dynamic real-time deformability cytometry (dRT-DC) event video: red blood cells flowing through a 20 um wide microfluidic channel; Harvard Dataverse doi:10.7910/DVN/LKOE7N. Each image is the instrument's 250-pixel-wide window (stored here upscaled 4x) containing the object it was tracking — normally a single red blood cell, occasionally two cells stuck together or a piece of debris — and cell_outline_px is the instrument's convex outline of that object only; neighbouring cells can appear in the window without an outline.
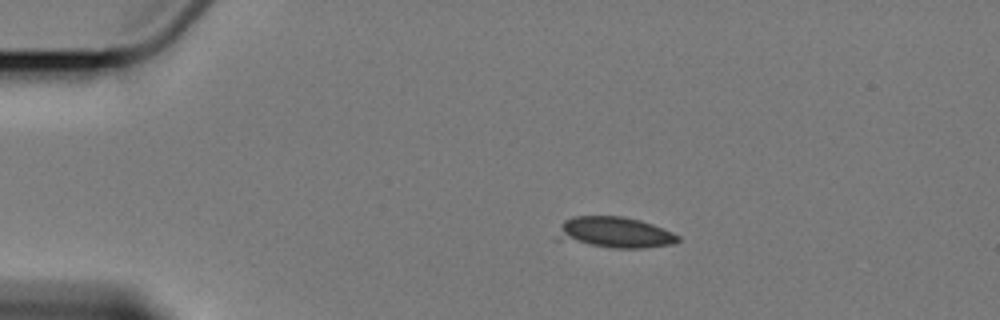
{"species": "Egyptian fruit bat (a non-hibernating species)", "species_latin": "Rousettus aegyptiacus", "temperature_condition": "cold", "stored_images_in_passage": 9, "camera_frame_rate_fps": 3000, "um_per_image_px": 0.085, "animal": {"sex": "female"}, "frame": {"image": 1, "passage_image": 2, "time_ms": 2.333, "image_size_px": [1000, 320], "cell_outline_px": [[680, 240], [676, 244], [644, 248], [612, 248], [556, 240], [552, 236], [564, 220], [572, 216], [624, 216], [640, 220], [652, 224], [672, 232], [680, 236]], "centroid_in_image_um": [52.19, 19.76], "position_along_channel_um": 32.8, "area_um2": 22.37}}
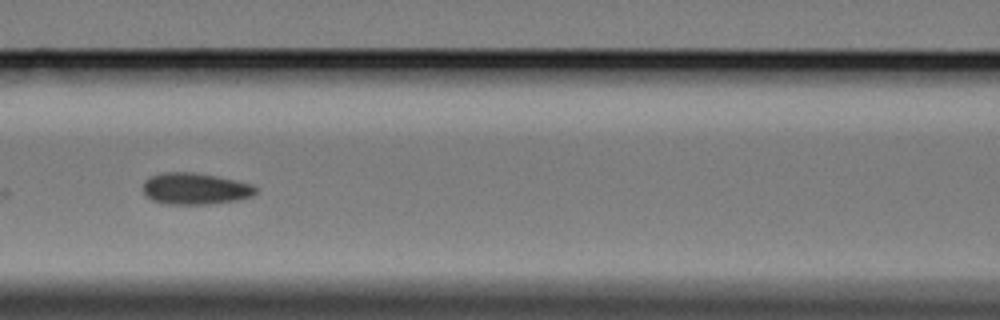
{"frame": {"image": 2, "passage_image": 6, "time_ms": 7.333, "image_size_px": [1000, 320], "cell_outline_px": [[260, 188], [252, 196], [236, 200], [208, 204], [164, 204], [152, 200], [144, 196], [144, 180], [152, 176], [164, 172], [192, 172], [216, 176], [252, 184]], "centroid_in_image_um": [16.59, 16.04], "position_along_channel_um": 150.0, "area_um2": 20.75}}
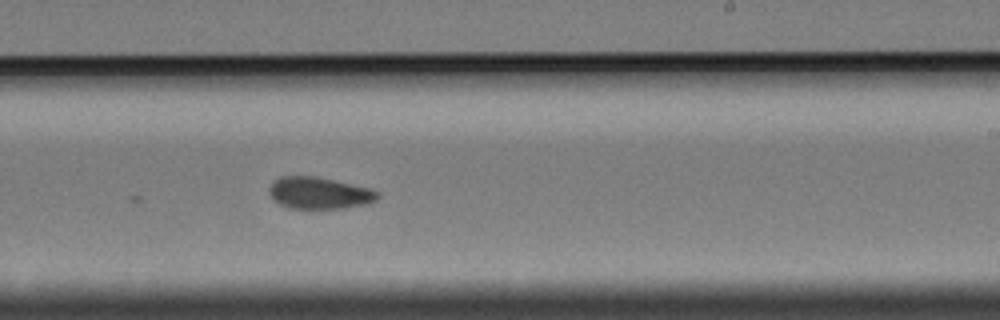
{"frame": {"image": 3, "passage_image": 9, "time_ms": 10.667, "image_size_px": [1000, 320], "cell_outline_px": [[380, 196], [376, 200], [368, 204], [344, 208], [288, 208], [272, 200], [268, 188], [280, 176], [316, 176], [372, 188], [380, 192]], "centroid_in_image_um": [27.17, 16.4], "position_along_channel_um": 261.8, "area_um2": 20.29}}